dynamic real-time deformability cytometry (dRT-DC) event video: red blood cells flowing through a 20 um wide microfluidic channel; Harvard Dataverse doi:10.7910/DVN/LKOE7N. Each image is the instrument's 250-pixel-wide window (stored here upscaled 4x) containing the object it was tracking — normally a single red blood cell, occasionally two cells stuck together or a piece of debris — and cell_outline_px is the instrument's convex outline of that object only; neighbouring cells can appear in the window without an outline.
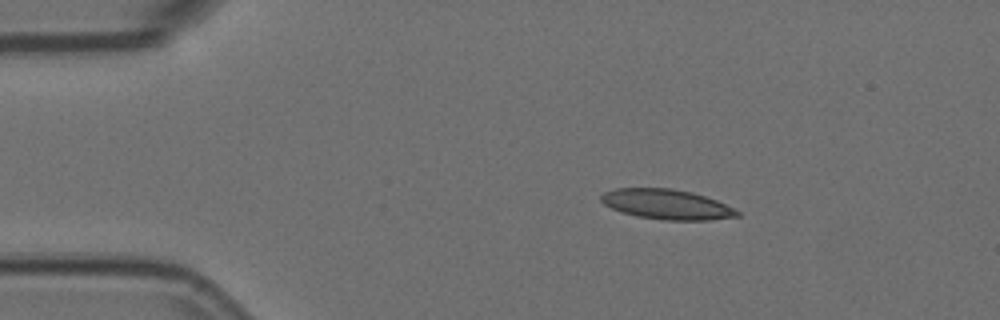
{"species": "Egyptian fruit bat (a non-hibernating species)", "species_latin": "Rousettus aegyptiacus", "temperature_condition": "room temperature", "stored_images_in_passage": 2, "camera_frame_rate_fps": 3000, "um_per_image_px": 0.085, "animal": {"sex": "female"}, "frame": {"image": 1, "passage_image": 1, "time_ms": 0.0, "image_size_px": [1000, 320], "cell_outline_px": [[740, 216], [712, 220], [664, 220], [640, 216], [624, 212], [612, 208], [604, 204], [600, 200], [600, 196], [604, 192], [616, 188], [672, 188], [692, 192], [716, 200], [740, 212]], "centroid_in_image_um": [56.68, 17.36], "position_along_channel_um": 28.3, "area_um2": 23.58}}